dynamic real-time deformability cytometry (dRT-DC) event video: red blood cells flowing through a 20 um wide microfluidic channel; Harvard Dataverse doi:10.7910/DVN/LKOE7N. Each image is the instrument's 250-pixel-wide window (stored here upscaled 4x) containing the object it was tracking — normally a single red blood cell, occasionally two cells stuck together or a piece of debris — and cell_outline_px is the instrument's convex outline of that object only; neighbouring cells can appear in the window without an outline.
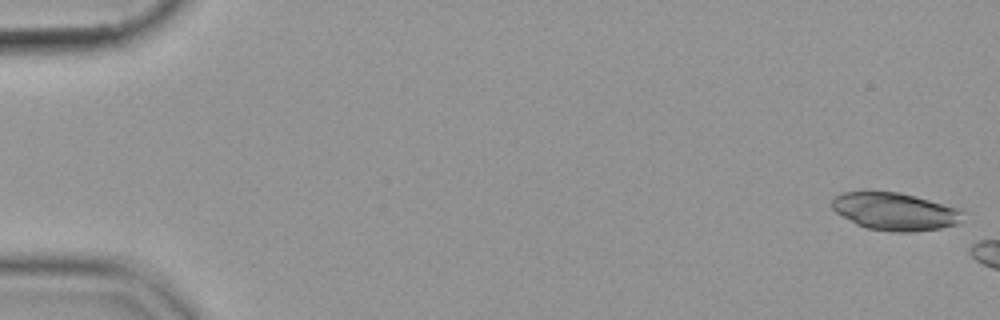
{"species": "common noctule bat (a hibernating species)", "species_latin": "Nyctalus noctula", "temperature_condition": "cold", "stored_images_in_passage": 7, "camera_frame_rate_fps": 3000, "um_per_image_px": 0.085, "animal": {"sex": "female", "body_mass_g": 19.9}, "frame": {"image": 1, "passage_image": 1, "time_ms": 0.0, "image_size_px": [1000, 320], "cell_outline_px": [[964, 220], [956, 224], [940, 228], [912, 232], [892, 232], [864, 228], [856, 224], [836, 212], [832, 208], [832, 200], [836, 196], [844, 192], [864, 188], [900, 192], [964, 208]], "centroid_in_image_um": [76.09, 17.93], "position_along_channel_um": 8.9, "area_um2": 29.88}}